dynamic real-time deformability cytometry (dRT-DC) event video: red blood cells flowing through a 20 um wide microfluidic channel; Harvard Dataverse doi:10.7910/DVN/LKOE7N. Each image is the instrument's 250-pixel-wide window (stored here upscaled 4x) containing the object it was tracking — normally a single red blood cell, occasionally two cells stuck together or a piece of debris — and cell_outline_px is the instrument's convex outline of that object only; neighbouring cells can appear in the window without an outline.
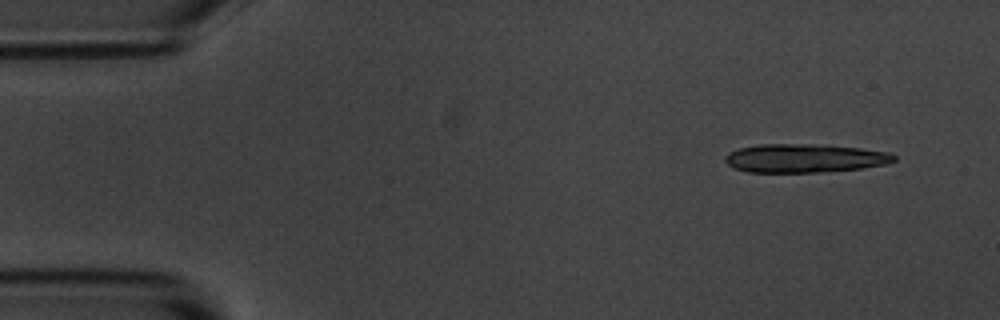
{"species": "common noctule bat (a hibernating species)", "species_latin": "Nyctalus noctula", "temperature_condition": "room temperature", "stored_images_in_passage": 4, "camera_frame_rate_fps": 3000, "um_per_image_px": 0.085, "animal": {"sex": "male", "body_mass_g": 20.1, "forearm_length_mm": 53.5}, "frame": {"image": 1, "passage_image": 1, "time_ms": 0.0, "image_size_px": [1000, 320], "cell_outline_px": [[896, 160], [888, 164], [860, 168], [820, 172], [748, 172], [736, 168], [728, 164], [724, 160], [724, 156], [728, 152], [740, 148], [760, 144], [816, 144], [860, 148], [888, 152], [896, 156]], "centroid_in_image_um": [68.39, 13.44], "position_along_channel_um": 16.6, "area_um2": 28.09}}